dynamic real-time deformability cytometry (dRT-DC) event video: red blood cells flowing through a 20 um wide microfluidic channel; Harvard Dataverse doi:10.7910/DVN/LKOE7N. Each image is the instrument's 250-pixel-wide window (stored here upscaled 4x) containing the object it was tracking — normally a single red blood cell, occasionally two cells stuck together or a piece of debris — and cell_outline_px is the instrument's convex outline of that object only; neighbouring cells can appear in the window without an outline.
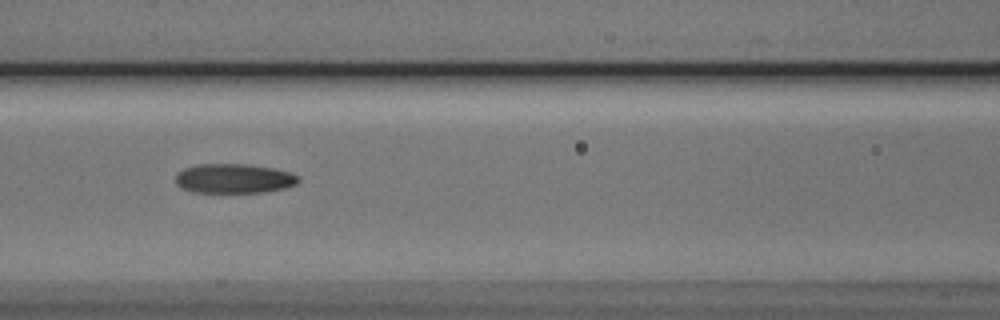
{"species": "Egyptian fruit bat (a non-hibernating species)", "species_latin": "Rousettus aegyptiacus", "temperature_condition": "cold", "stored_images_in_passage": 7, "camera_frame_rate_fps": 3000, "um_per_image_px": 0.085, "animal": {"sex": "male"}, "frame": {"image": 1, "passage_image": 5, "time_ms": 4.333, "image_size_px": [1000, 320], "cell_outline_px": [[300, 180], [296, 184], [284, 188], [264, 192], [192, 192], [180, 188], [176, 184], [176, 176], [184, 168], [200, 164], [248, 164], [272, 168], [288, 172], [296, 176]], "centroid_in_image_um": [19.85, 15.18], "position_along_channel_um": 146.7, "area_um2": 20.92}}
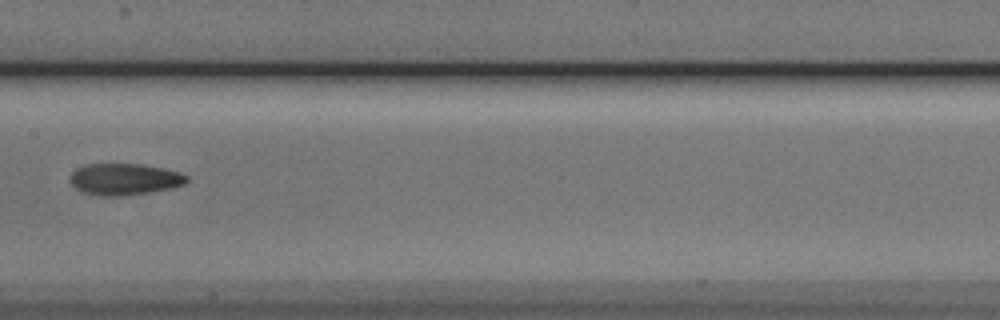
{"frame": {"image": 2, "passage_image": 6, "time_ms": 5.667, "image_size_px": [1000, 320], "cell_outline_px": [[188, 180], [184, 184], [172, 188], [124, 196], [92, 196], [80, 192], [68, 180], [72, 172], [76, 168], [88, 164], [140, 164], [164, 168], [180, 172], [188, 176]], "centroid_in_image_um": [10.54, 15.24], "position_along_channel_um": 196.9, "area_um2": 21.73}}
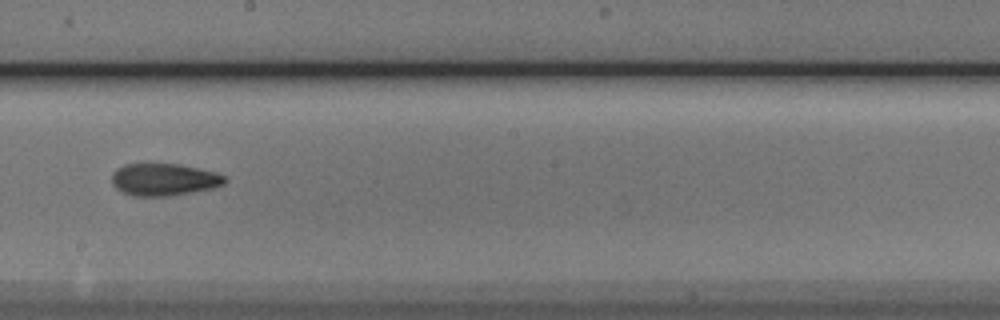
{"frame": {"image": 3, "passage_image": 7, "time_ms": 6.667, "image_size_px": [1000, 320], "cell_outline_px": [[228, 180], [224, 184], [216, 188], [168, 196], [132, 196], [116, 188], [112, 184], [112, 172], [116, 168], [124, 164], [180, 164], [216, 172], [224, 176]], "centroid_in_image_um": [13.95, 15.26], "position_along_channel_um": 234.3, "area_um2": 21.39}}